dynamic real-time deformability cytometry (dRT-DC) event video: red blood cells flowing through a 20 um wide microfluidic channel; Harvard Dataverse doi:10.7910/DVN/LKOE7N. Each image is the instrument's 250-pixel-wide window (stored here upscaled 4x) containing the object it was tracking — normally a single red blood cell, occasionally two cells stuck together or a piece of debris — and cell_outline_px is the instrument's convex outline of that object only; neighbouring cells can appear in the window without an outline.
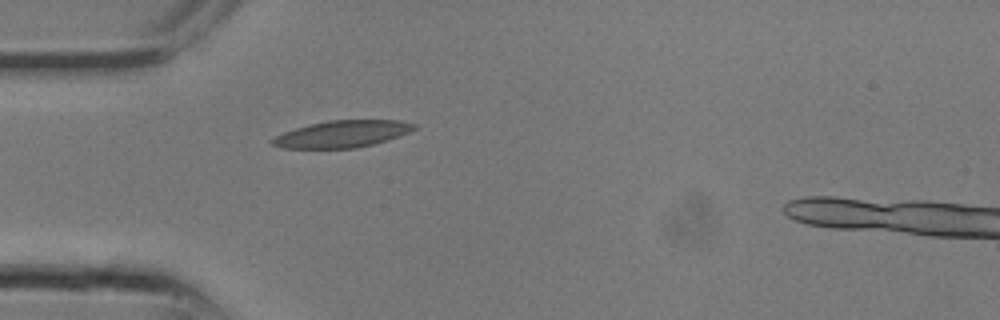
{"species": "common noctule bat (a hibernating species)", "species_latin": "Nyctalus noctula", "temperature_condition": "room temperature", "stored_images_in_passage": 6, "camera_frame_rate_fps": 3000, "um_per_image_px": 0.085, "animal": {"sex": "male", "body_mass_g": 13.3}, "frame": {"image": 1, "passage_image": 1, "time_ms": 0.0, "image_size_px": [1000, 320], "cell_outline_px": [[416, 128], [400, 136], [388, 140], [356, 148], [280, 148], [272, 144], [268, 140], [284, 132], [296, 128], [328, 120], [400, 120], [416, 124]], "centroid_in_image_um": [29.09, 11.39], "position_along_channel_um": 55.9, "area_um2": 22.14}}
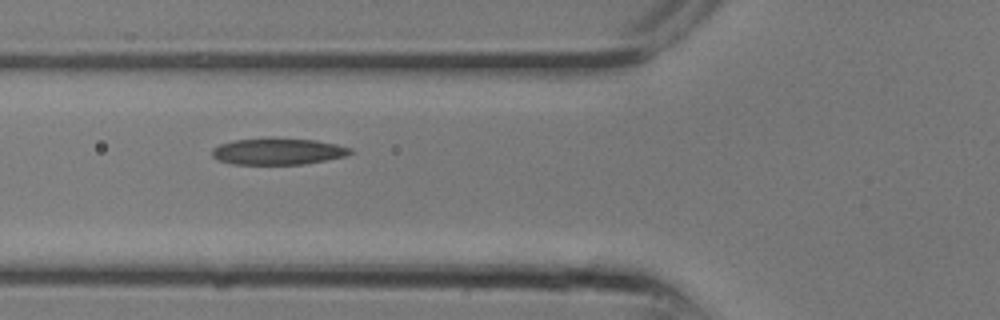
{"frame": {"image": 2, "passage_image": 3, "time_ms": 0.667, "image_size_px": [1000, 320], "cell_outline_px": [[356, 152], [344, 156], [304, 164], [232, 164], [216, 160], [212, 156], [212, 148], [220, 144], [232, 140], [316, 140], [336, 144], [352, 148]], "centroid_in_image_um": [23.62, 12.9], "position_along_channel_um": 102.2, "area_um2": 20.75}}
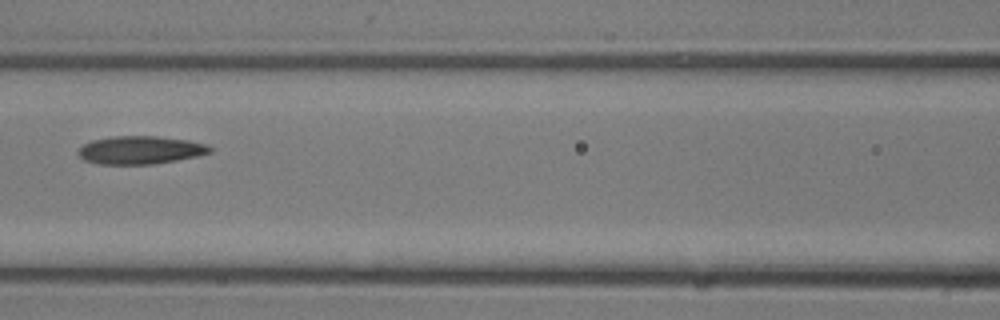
{"frame": {"image": 3, "passage_image": 5, "time_ms": 1.333, "image_size_px": [1000, 320], "cell_outline_px": [[212, 152], [196, 156], [176, 160], [152, 164], [96, 164], [84, 160], [76, 152], [84, 144], [92, 140], [112, 136], [156, 136], [188, 140], [208, 144], [212, 148]], "centroid_in_image_um": [11.92, 12.75], "position_along_channel_um": 154.7, "area_um2": 21.56}}